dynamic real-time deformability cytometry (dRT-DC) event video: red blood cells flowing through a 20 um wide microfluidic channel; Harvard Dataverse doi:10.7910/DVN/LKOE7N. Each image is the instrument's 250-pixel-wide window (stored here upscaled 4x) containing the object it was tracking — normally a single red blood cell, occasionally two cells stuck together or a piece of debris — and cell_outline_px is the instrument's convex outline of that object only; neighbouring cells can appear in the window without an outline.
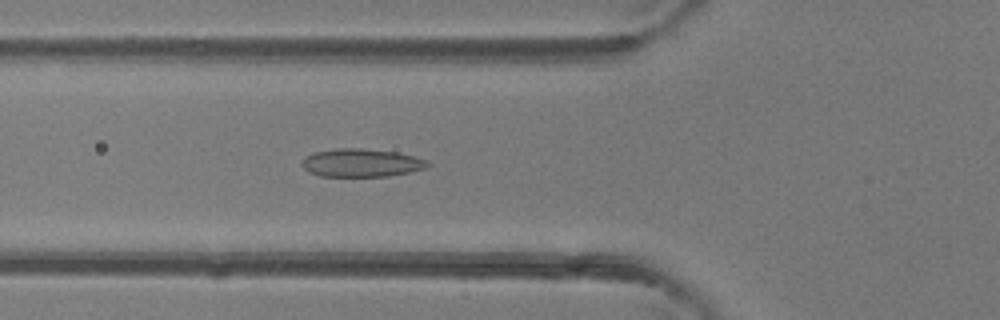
{"species": "common noctule bat (a hibernating species)", "species_latin": "Nyctalus noctula", "temperature_condition": "room temperature", "stored_images_in_passage": 46, "camera_frame_rate_fps": 3000, "um_per_image_px": 0.085, "animal": {"sex": "female"}, "frame": {"image": 1, "passage_image": 16, "time_ms": 5.0, "image_size_px": [1000, 320], "cell_outline_px": [[428, 168], [412, 172], [388, 176], [320, 176], [308, 172], [300, 164], [304, 156], [312, 152], [336, 148], [360, 148], [396, 152], [428, 160]], "centroid_in_image_um": [30.68, 13.84], "position_along_channel_um": 95.1, "area_um2": 20.81}}
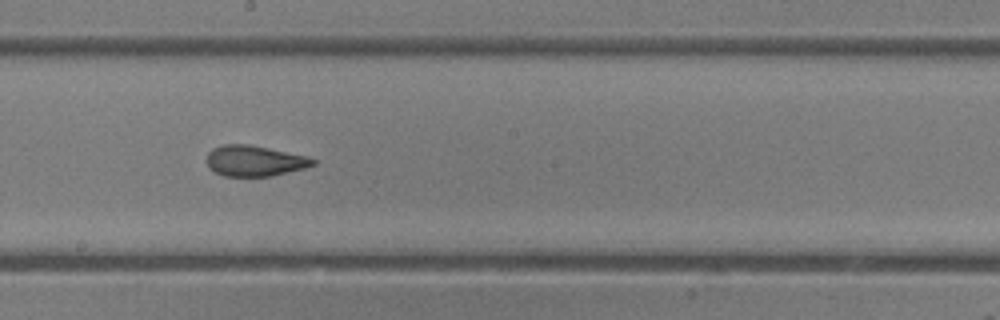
{"frame": {"image": 2, "passage_image": 25, "time_ms": 8.0, "image_size_px": [1000, 320], "cell_outline_px": [[316, 164], [304, 168], [272, 176], [224, 176], [208, 168], [208, 152], [212, 148], [224, 144], [248, 144], [308, 156], [316, 160]], "centroid_in_image_um": [21.64, 13.67], "position_along_channel_um": 226.6, "area_um2": 18.96}}
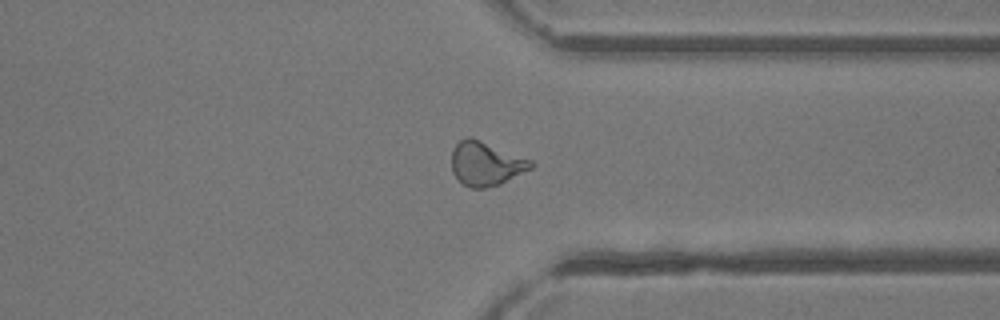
{"frame": {"image": 3, "passage_image": 35, "time_ms": 11.333, "image_size_px": [1000, 320], "cell_outline_px": [[536, 164], [532, 168], [500, 184], [484, 188], [472, 188], [464, 184], [452, 172], [452, 148], [460, 140], [468, 136], [532, 160]], "centroid_in_image_um": [41.3, 13.91], "position_along_channel_um": 370.1, "area_um2": 20.06}, "authors_computed_cell_mechanics": {"area_um2": 20.4323, "velocity_mm_per_s": 4.3602, "shape_relaxation_time_tau1_ms": 5.5016, "shape_relaxation_time_tau2_ms": 1.7487, "deformation_change_tau1": 0.1559, "deformation_change_tau2": 0.0862}}